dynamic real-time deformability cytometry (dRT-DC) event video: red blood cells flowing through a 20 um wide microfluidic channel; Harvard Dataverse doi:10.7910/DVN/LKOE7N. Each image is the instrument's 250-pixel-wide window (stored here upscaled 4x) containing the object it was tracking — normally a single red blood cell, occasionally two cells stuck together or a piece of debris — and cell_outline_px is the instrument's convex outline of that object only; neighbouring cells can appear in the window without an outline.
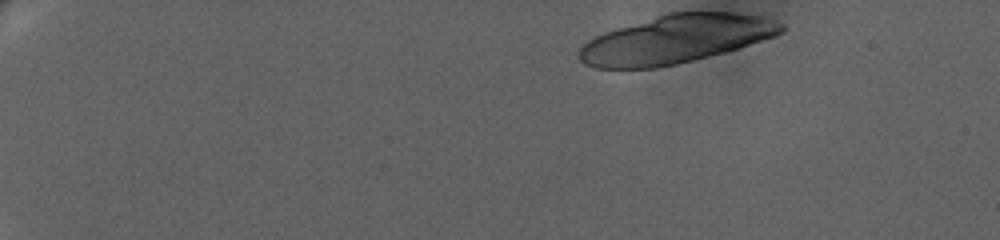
{"species": "human", "species_latin": "Homo sapiens", "temperature_condition": "warm", "stored_images_in_passage": 18, "segment_of_instrument_passage": [1, 2], "camera_frame_rate_fps": 3000, "um_per_image_px": 0.085, "donor": {"sex": "female"}, "frame": {"image": 1, "passage_image": 1, "time_ms": 0.0, "image_size_px": [1000, 240], "cell_outline_px": [[784, 32], [776, 36], [724, 52], [676, 64], [656, 68], [596, 68], [584, 64], [576, 56], [576, 52], [588, 40], [604, 32], [664, 12], [732, 12], [760, 16], [776, 20], [784, 24]], "centroid_in_image_um": [57.42, 3.32], "position_along_channel_um": 27.6, "area_um2": 57.05}}